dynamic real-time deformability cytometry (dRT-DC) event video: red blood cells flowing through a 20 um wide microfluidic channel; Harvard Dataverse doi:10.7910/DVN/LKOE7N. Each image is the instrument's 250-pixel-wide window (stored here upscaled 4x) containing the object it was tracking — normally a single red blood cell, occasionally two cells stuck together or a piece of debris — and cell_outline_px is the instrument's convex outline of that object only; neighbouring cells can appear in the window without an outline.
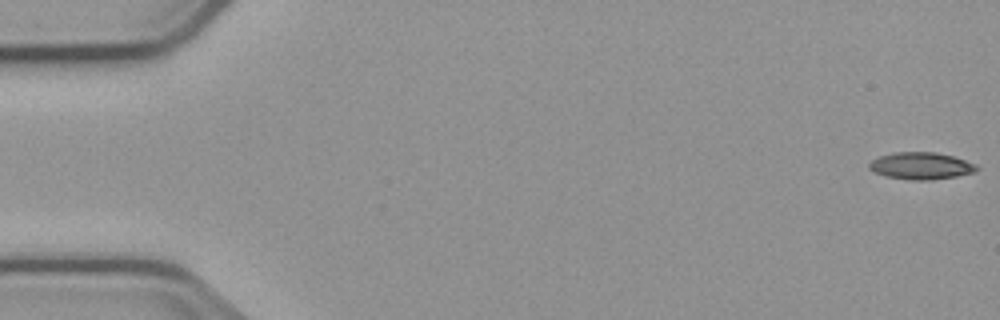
{"species": "common noctule bat (a hibernating species)", "species_latin": "Nyctalus noctula", "temperature_condition": "cold", "stored_images_in_passage": 5, "camera_frame_rate_fps": 3000, "um_per_image_px": 0.085, "animal": {"sex": "male", "body_mass_g": 23.1, "forearm_length_mm": 52.7}, "frame": {"image": 1, "passage_image": 1, "time_ms": 0.0, "image_size_px": [1000, 320], "cell_outline_px": [[980, 168], [976, 172], [956, 176], [928, 180], [912, 180], [888, 176], [876, 172], [868, 168], [868, 164], [872, 160], [880, 156], [892, 152], [936, 152], [952, 156], [976, 164]], "centroid_in_image_um": [78.31, 14.09], "position_along_channel_um": 6.7, "area_um2": 16.82}}
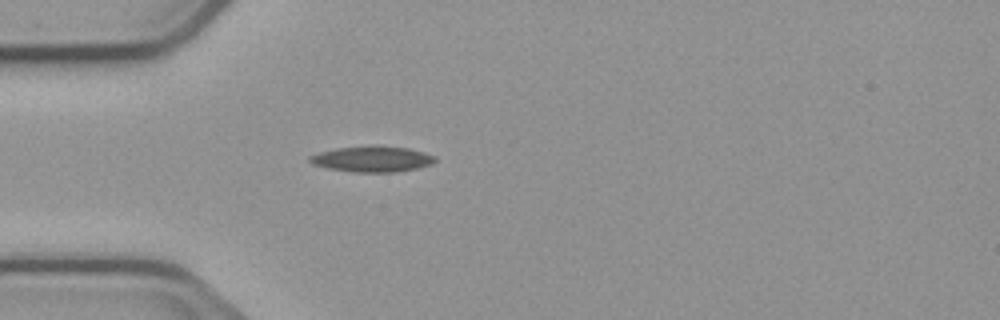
{"frame": {"image": 2, "passage_image": 5, "time_ms": 5.0, "image_size_px": [1000, 320], "cell_outline_px": [[436, 160], [432, 164], [416, 168], [396, 172], [356, 172], [328, 168], [312, 164], [308, 160], [308, 156], [320, 152], [336, 148], [408, 148], [424, 152], [436, 156]], "centroid_in_image_um": [31.64, 13.55], "position_along_channel_um": 53.4, "area_um2": 18.03}}